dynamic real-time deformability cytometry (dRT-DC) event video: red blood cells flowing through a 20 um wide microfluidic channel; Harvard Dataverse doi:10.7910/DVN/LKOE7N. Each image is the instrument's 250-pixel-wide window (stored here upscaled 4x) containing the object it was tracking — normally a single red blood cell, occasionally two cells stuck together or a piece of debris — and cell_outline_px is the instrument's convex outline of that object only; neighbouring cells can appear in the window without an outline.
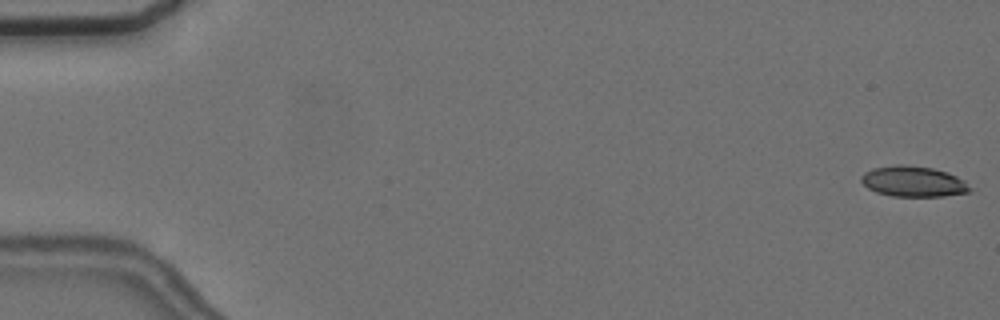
{"species": "common noctule bat (a hibernating species)", "species_latin": "Nyctalus noctula", "temperature_condition": "cold", "stored_images_in_passage": 10, "camera_frame_rate_fps": 3000, "um_per_image_px": 0.085, "animal": {"sex": "female", "body_mass_g": 24.6, "forearm_length_mm": 56.2}, "frame": {"image": 1, "passage_image": 1, "time_ms": 0.0, "image_size_px": [1000, 320], "cell_outline_px": [[972, 188], [968, 192], [944, 196], [892, 196], [876, 192], [868, 188], [860, 180], [860, 176], [864, 172], [872, 168], [896, 164], [900, 164], [932, 168], [948, 172], [964, 180]], "centroid_in_image_um": [77.61, 15.42], "position_along_channel_um": 7.4, "area_um2": 19.42}}
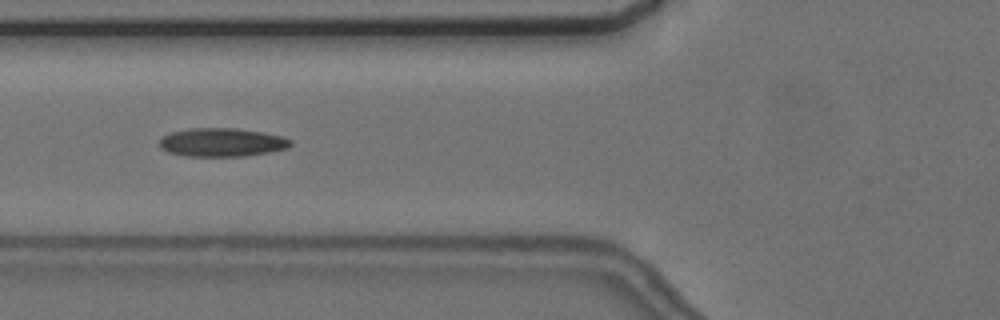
{"frame": {"image": 2, "passage_image": 6, "time_ms": 7.0, "image_size_px": [1000, 320], "cell_outline_px": [[292, 144], [288, 148], [268, 152], [244, 156], [184, 156], [168, 152], [160, 148], [160, 140], [164, 136], [172, 132], [192, 128], [236, 128], [260, 132], [280, 136], [292, 140]], "centroid_in_image_um": [18.85, 12.1], "position_along_channel_um": 106.9, "area_um2": 21.62}}
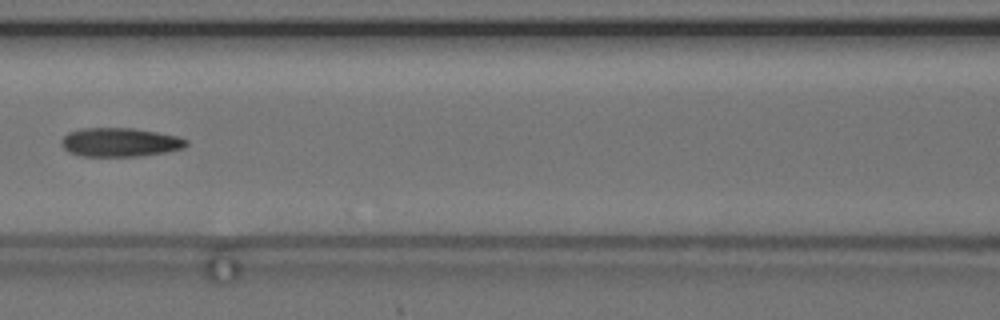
{"frame": {"image": 3, "passage_image": 7, "time_ms": 8.333, "image_size_px": [1000, 320], "cell_outline_px": [[188, 144], [184, 148], [164, 152], [140, 156], [80, 156], [68, 152], [60, 144], [60, 140], [68, 132], [84, 128], [132, 128], [156, 132], [176, 136], [188, 140]], "centroid_in_image_um": [10.16, 12.09], "position_along_channel_um": 156.4, "area_um2": 20.98}}